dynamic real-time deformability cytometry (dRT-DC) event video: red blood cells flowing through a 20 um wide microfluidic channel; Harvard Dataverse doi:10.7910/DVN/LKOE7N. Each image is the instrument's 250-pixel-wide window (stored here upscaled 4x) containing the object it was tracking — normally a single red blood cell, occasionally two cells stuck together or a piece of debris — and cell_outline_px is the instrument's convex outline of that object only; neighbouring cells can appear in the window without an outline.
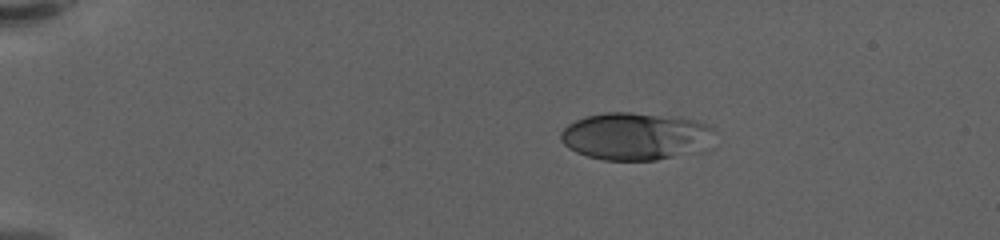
{"species": "human", "species_latin": "Homo sapiens", "temperature_condition": "warm", "stored_images_in_passage": 49, "camera_frame_rate_fps": 3000, "um_per_image_px": 0.085, "donor": {"sex": "female"}, "frame": {"image": 1, "passage_image": 1, "time_ms": 0.0, "image_size_px": [1000, 240], "cell_outline_px": [[716, 132], [704, 152], [656, 160], [604, 160], [588, 156], [576, 152], [568, 148], [560, 140], [560, 132], [568, 124], [576, 120], [588, 116], [604, 112], [632, 112], [680, 116], [696, 120], [708, 124], [716, 128]], "centroid_in_image_um": [54.12, 11.58], "position_along_channel_um": 30.9, "area_um2": 43.58}}
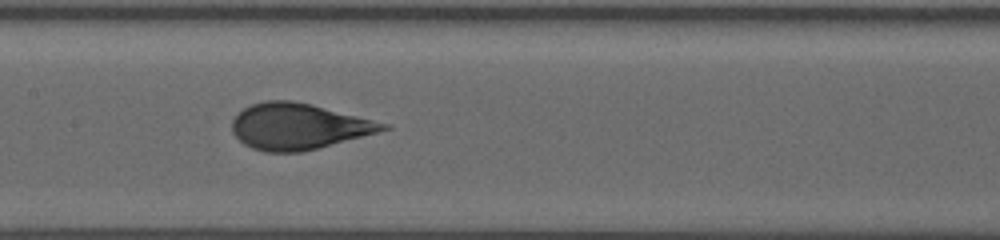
{"frame": {"image": 2, "passage_image": 21, "time_ms": 6.667, "image_size_px": [1000, 240], "cell_outline_px": [[392, 128], [304, 152], [264, 152], [252, 148], [244, 144], [232, 132], [232, 120], [244, 108], [252, 104], [264, 100], [292, 100], [312, 104], [388, 124]], "centroid_in_image_um": [25.34, 10.74], "position_along_channel_um": 182.1, "area_um2": 40.29}}
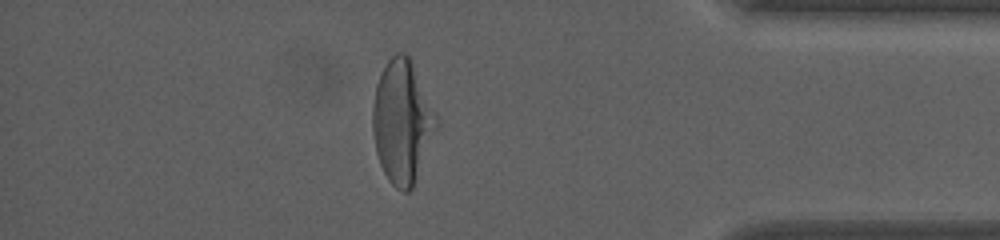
{"frame": {"image": 3, "passage_image": 42, "time_ms": 13.667, "image_size_px": [1000, 240], "cell_outline_px": [[440, 124], [412, 188], [408, 192], [404, 192], [396, 188], [388, 180], [380, 164], [376, 152], [372, 132], [372, 104], [376, 84], [388, 60], [396, 52], [404, 52], [412, 60], [440, 120]], "centroid_in_image_um": [34.21, 10.34], "position_along_channel_um": 401.0, "area_um2": 46.18}, "authors_computed_cell_mechanics": {"area_um2": 40.749, "velocity_mm_per_s": 3.5035, "shape_relaxation_time_tau1_ms": 4.7069, "shape_relaxation_time_tau2_ms": null, "deformation_change_tau1": 0.1987, "deformation_change_tau2": null}}